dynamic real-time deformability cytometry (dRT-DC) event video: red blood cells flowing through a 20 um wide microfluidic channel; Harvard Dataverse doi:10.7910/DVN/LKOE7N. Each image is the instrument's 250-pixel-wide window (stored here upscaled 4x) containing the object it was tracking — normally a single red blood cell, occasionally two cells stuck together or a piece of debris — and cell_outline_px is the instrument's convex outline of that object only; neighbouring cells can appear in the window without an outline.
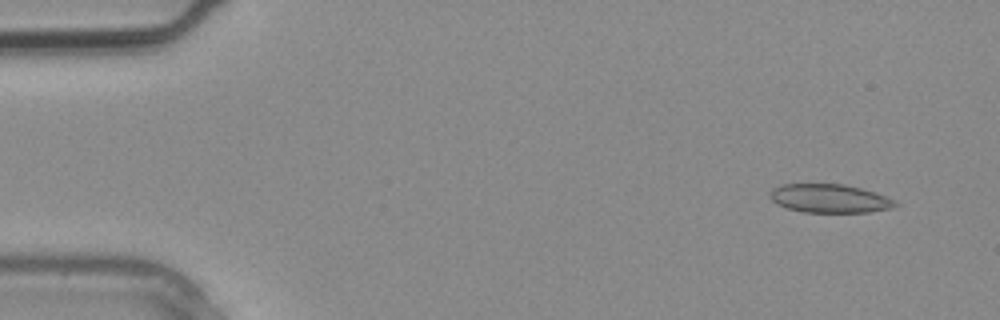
{"species": "common noctule bat (a hibernating species)", "species_latin": "Nyctalus noctula", "temperature_condition": "warm", "stored_images_in_passage": 3, "camera_frame_rate_fps": 3000, "um_per_image_px": 0.085, "animal": {"sex": "male", "body_mass_g": 20.4}, "frame": {"image": 1, "passage_image": 1, "time_ms": 0.0, "image_size_px": [1000, 320], "cell_outline_px": [[900, 204], [888, 208], [868, 212], [804, 212], [788, 208], [776, 204], [768, 196], [768, 192], [772, 188], [784, 184], [844, 184], [876, 192]], "centroid_in_image_um": [70.45, 16.86], "position_along_channel_um": 14.6, "area_um2": 20.75}}